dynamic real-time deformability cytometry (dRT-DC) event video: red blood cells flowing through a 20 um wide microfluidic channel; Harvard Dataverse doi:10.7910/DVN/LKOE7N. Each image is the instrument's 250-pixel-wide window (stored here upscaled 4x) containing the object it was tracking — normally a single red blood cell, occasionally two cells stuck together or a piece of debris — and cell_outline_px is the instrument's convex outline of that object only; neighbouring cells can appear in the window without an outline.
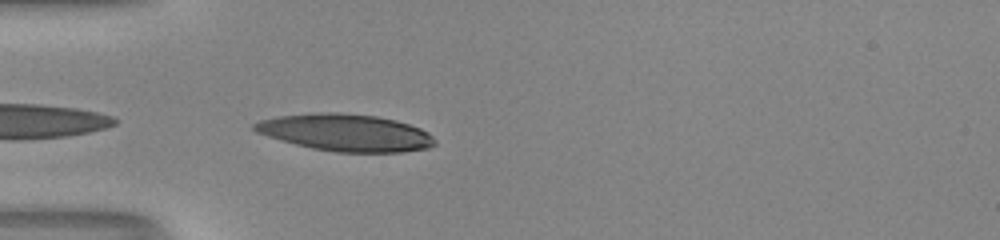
{"species": "human", "species_latin": "Homo sapiens", "temperature_condition": "room temperature", "stored_images_in_passage": 5, "camera_frame_rate_fps": 3000, "um_per_image_px": 0.085, "donor": {"sex": "male"}, "frame": {"image": 1, "passage_image": 1, "time_ms": 0.0, "image_size_px": [1000, 240], "cell_outline_px": [[436, 144], [428, 148], [404, 152], [336, 152], [312, 148], [280, 140], [256, 132], [252, 128], [252, 124], [260, 120], [280, 116], [332, 112], [376, 116], [396, 120], [420, 128], [428, 132], [436, 140]], "centroid_in_image_um": [29.41, 11.28], "position_along_channel_um": 55.6, "area_um2": 38.67}}